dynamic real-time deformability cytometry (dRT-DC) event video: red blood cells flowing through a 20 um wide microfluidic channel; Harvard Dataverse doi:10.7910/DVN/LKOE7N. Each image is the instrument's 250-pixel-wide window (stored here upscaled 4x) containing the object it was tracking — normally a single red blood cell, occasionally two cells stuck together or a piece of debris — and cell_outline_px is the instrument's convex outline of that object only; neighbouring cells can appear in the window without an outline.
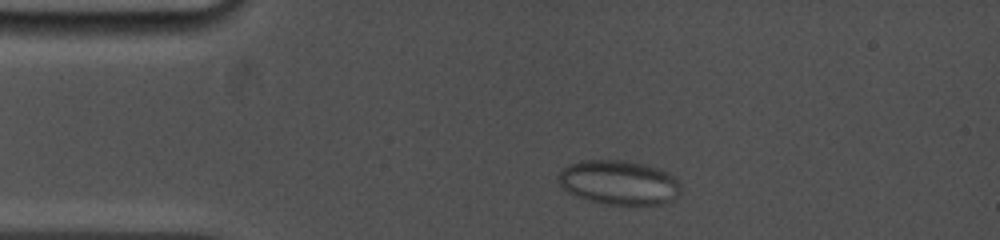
{"species": "common noctule bat (a hibernating species)", "species_latin": "Nyctalus noctula", "temperature_condition": "cold", "stored_images_in_passage": 13, "camera_frame_rate_fps": 5000, "um_per_image_px": 0.085, "animal": {"sex": "female", "body_mass_g": 19.0, "forearm_length_mm": 53.3}, "frame": {"image": 1, "passage_image": 6, "time_ms": 1.4, "image_size_px": [1000, 240], "cell_outline_px": [[680, 192], [672, 200], [660, 204], [604, 204], [588, 200], [576, 196], [568, 192], [560, 184], [560, 172], [568, 164], [584, 160], [624, 160], [644, 164], [660, 168], [668, 172], [680, 184]], "centroid_in_image_um": [52.62, 15.5], "position_along_channel_um": 32.4, "area_um2": 31.44}}